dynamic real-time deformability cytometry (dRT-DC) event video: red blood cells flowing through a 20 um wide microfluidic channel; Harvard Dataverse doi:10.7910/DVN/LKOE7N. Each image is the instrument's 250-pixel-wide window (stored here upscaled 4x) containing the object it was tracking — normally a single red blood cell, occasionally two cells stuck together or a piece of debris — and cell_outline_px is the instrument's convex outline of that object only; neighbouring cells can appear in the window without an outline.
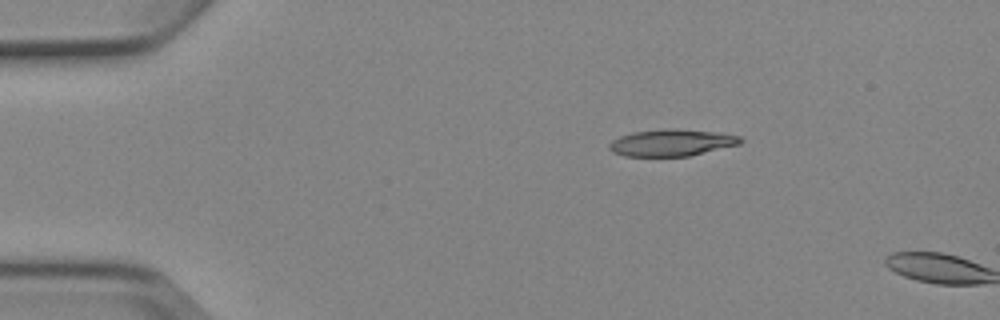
{"species": "Egyptian fruit bat (a non-hibernating species)", "species_latin": "Rousettus aegyptiacus", "temperature_condition": "cold", "stored_images_in_passage": 2, "camera_frame_rate_fps": 3000, "um_per_image_px": 0.085, "animal": {"sex": "female"}, "frame": {"image": 1, "passage_image": 1, "time_ms": 0.0, "image_size_px": [1000, 320], "cell_outline_px": [[744, 140], [740, 144], [688, 156], [624, 156], [612, 152], [608, 148], [608, 144], [612, 140], [620, 136], [632, 132], [664, 128], [676, 128], [720, 132], [740, 136]], "centroid_in_image_um": [57.08, 12.11], "position_along_channel_um": 27.9, "area_um2": 20.75}}